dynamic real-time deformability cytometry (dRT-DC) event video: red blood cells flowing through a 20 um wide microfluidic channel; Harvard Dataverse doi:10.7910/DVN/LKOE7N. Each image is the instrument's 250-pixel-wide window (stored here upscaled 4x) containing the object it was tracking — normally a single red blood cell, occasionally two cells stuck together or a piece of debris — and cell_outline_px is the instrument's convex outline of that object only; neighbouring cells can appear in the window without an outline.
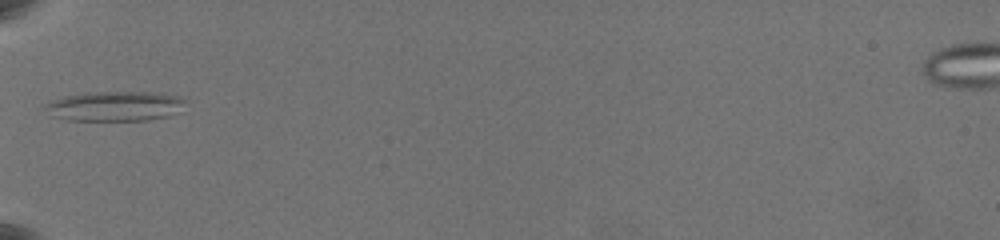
{"species": "common noctule bat (a hibernating species)", "species_latin": "Nyctalus noctula", "temperature_condition": "warm", "stored_images_in_passage": 25, "camera_frame_rate_fps": 3000, "um_per_image_px": 0.085, "animal": {"sex": "female", "body_mass_g": 19.5, "forearm_length_mm": 54.1}, "frame": {"image": 1, "passage_image": 1, "time_ms": 0.0, "image_size_px": [1000, 240], "cell_outline_px": [[184, 112], [168, 116], [148, 120], [64, 120], [48, 116], [40, 108], [44, 104], [52, 100], [84, 92], [152, 92], [176, 96], [184, 100]], "centroid_in_image_um": [9.7, 9.04], "position_along_channel_um": 75.3, "area_um2": 24.85}, "authors_computed_cell_mechanics": {"area_um2": 18.3804, "velocity_mm_per_s": 3.6274, "shape_relaxation_time_tau1_ms": 6.4483, "shape_relaxation_time_tau2_ms": 2.5706, "deformation_change_tau1": 0.2003, "deformation_change_tau2": 0.0943}}